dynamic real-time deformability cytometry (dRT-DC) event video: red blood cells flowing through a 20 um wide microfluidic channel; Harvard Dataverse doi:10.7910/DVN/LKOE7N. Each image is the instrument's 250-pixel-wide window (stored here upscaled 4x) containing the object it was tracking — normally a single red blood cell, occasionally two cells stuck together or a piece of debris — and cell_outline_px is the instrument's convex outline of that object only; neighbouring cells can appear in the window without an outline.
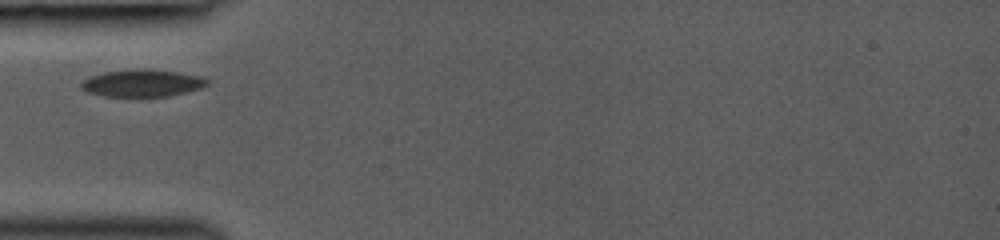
{"species": "common noctule bat (a hibernating species)", "species_latin": "Nyctalus noctula", "temperature_condition": "room temperature", "stored_images_in_passage": 2, "camera_frame_rate_fps": 3000, "um_per_image_px": 0.085, "animal": {"sex": "female", "body_mass_g": 19.0, "forearm_length_mm": 53.3}, "frame": {"image": 1, "passage_image": 1, "time_ms": 0.0, "image_size_px": [1000, 240], "cell_outline_px": [[208, 84], [200, 88], [168, 96], [104, 96], [88, 92], [80, 88], [80, 84], [84, 80], [92, 76], [104, 72], [136, 68], [176, 72], [200, 76], [208, 80]], "centroid_in_image_um": [12.06, 7.06], "position_along_channel_um": 72.9, "area_um2": 19.65}}